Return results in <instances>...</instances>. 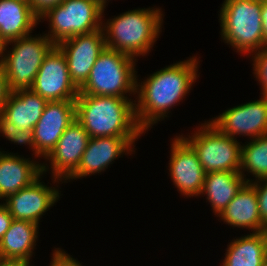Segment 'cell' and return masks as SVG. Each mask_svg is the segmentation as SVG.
Wrapping results in <instances>:
<instances>
[{
	"instance_id": "3",
	"label": "cell",
	"mask_w": 267,
	"mask_h": 266,
	"mask_svg": "<svg viewBox=\"0 0 267 266\" xmlns=\"http://www.w3.org/2000/svg\"><path fill=\"white\" fill-rule=\"evenodd\" d=\"M159 8L129 10L102 22L107 48L133 58L145 56L159 37L163 24Z\"/></svg>"
},
{
	"instance_id": "24",
	"label": "cell",
	"mask_w": 267,
	"mask_h": 266,
	"mask_svg": "<svg viewBox=\"0 0 267 266\" xmlns=\"http://www.w3.org/2000/svg\"><path fill=\"white\" fill-rule=\"evenodd\" d=\"M250 140L241 148L240 173L247 182L252 179L246 178V171L255 177L253 180L267 177V135Z\"/></svg>"
},
{
	"instance_id": "2",
	"label": "cell",
	"mask_w": 267,
	"mask_h": 266,
	"mask_svg": "<svg viewBox=\"0 0 267 266\" xmlns=\"http://www.w3.org/2000/svg\"><path fill=\"white\" fill-rule=\"evenodd\" d=\"M135 101L116 96L78 95L76 120L90 138H140L145 132L136 119Z\"/></svg>"
},
{
	"instance_id": "1",
	"label": "cell",
	"mask_w": 267,
	"mask_h": 266,
	"mask_svg": "<svg viewBox=\"0 0 267 266\" xmlns=\"http://www.w3.org/2000/svg\"><path fill=\"white\" fill-rule=\"evenodd\" d=\"M199 62L196 56H192L150 74L141 83H138L137 78L135 115L139 127L145 133L155 123L165 119L169 110L178 102L180 104L192 90V85L199 77Z\"/></svg>"
},
{
	"instance_id": "35",
	"label": "cell",
	"mask_w": 267,
	"mask_h": 266,
	"mask_svg": "<svg viewBox=\"0 0 267 266\" xmlns=\"http://www.w3.org/2000/svg\"><path fill=\"white\" fill-rule=\"evenodd\" d=\"M261 266H267V259L262 263Z\"/></svg>"
},
{
	"instance_id": "11",
	"label": "cell",
	"mask_w": 267,
	"mask_h": 266,
	"mask_svg": "<svg viewBox=\"0 0 267 266\" xmlns=\"http://www.w3.org/2000/svg\"><path fill=\"white\" fill-rule=\"evenodd\" d=\"M66 56L71 81L79 89L106 48L103 29L67 38L57 44Z\"/></svg>"
},
{
	"instance_id": "9",
	"label": "cell",
	"mask_w": 267,
	"mask_h": 266,
	"mask_svg": "<svg viewBox=\"0 0 267 266\" xmlns=\"http://www.w3.org/2000/svg\"><path fill=\"white\" fill-rule=\"evenodd\" d=\"M30 89L47 102L77 98L79 89L71 81L66 56L57 45L44 58Z\"/></svg>"
},
{
	"instance_id": "6",
	"label": "cell",
	"mask_w": 267,
	"mask_h": 266,
	"mask_svg": "<svg viewBox=\"0 0 267 266\" xmlns=\"http://www.w3.org/2000/svg\"><path fill=\"white\" fill-rule=\"evenodd\" d=\"M9 45L12 49L7 51ZM54 46L45 34L35 37L30 34L0 46V64L11 92L32 87L44 58Z\"/></svg>"
},
{
	"instance_id": "23",
	"label": "cell",
	"mask_w": 267,
	"mask_h": 266,
	"mask_svg": "<svg viewBox=\"0 0 267 266\" xmlns=\"http://www.w3.org/2000/svg\"><path fill=\"white\" fill-rule=\"evenodd\" d=\"M225 253L221 266H261L267 259V231L233 239Z\"/></svg>"
},
{
	"instance_id": "21",
	"label": "cell",
	"mask_w": 267,
	"mask_h": 266,
	"mask_svg": "<svg viewBox=\"0 0 267 266\" xmlns=\"http://www.w3.org/2000/svg\"><path fill=\"white\" fill-rule=\"evenodd\" d=\"M39 24V17L29 3L21 0H0V46L26 37Z\"/></svg>"
},
{
	"instance_id": "20",
	"label": "cell",
	"mask_w": 267,
	"mask_h": 266,
	"mask_svg": "<svg viewBox=\"0 0 267 266\" xmlns=\"http://www.w3.org/2000/svg\"><path fill=\"white\" fill-rule=\"evenodd\" d=\"M218 217L234 228H246L251 232L267 231L260 219L256 190L250 182L241 188Z\"/></svg>"
},
{
	"instance_id": "34",
	"label": "cell",
	"mask_w": 267,
	"mask_h": 266,
	"mask_svg": "<svg viewBox=\"0 0 267 266\" xmlns=\"http://www.w3.org/2000/svg\"><path fill=\"white\" fill-rule=\"evenodd\" d=\"M105 9H106V3H108V0H97Z\"/></svg>"
},
{
	"instance_id": "5",
	"label": "cell",
	"mask_w": 267,
	"mask_h": 266,
	"mask_svg": "<svg viewBox=\"0 0 267 266\" xmlns=\"http://www.w3.org/2000/svg\"><path fill=\"white\" fill-rule=\"evenodd\" d=\"M137 59L105 48L96 59L89 77L79 88L78 95L116 96L136 95ZM126 94V95H125Z\"/></svg>"
},
{
	"instance_id": "30",
	"label": "cell",
	"mask_w": 267,
	"mask_h": 266,
	"mask_svg": "<svg viewBox=\"0 0 267 266\" xmlns=\"http://www.w3.org/2000/svg\"><path fill=\"white\" fill-rule=\"evenodd\" d=\"M13 221V217L8 211L7 207L0 203V240L3 238L4 234L7 232Z\"/></svg>"
},
{
	"instance_id": "19",
	"label": "cell",
	"mask_w": 267,
	"mask_h": 266,
	"mask_svg": "<svg viewBox=\"0 0 267 266\" xmlns=\"http://www.w3.org/2000/svg\"><path fill=\"white\" fill-rule=\"evenodd\" d=\"M47 101L31 89L10 92L0 114L17 129L33 130Z\"/></svg>"
},
{
	"instance_id": "13",
	"label": "cell",
	"mask_w": 267,
	"mask_h": 266,
	"mask_svg": "<svg viewBox=\"0 0 267 266\" xmlns=\"http://www.w3.org/2000/svg\"><path fill=\"white\" fill-rule=\"evenodd\" d=\"M76 120L75 101L47 102L33 129L35 154L46 158L67 127Z\"/></svg>"
},
{
	"instance_id": "36",
	"label": "cell",
	"mask_w": 267,
	"mask_h": 266,
	"mask_svg": "<svg viewBox=\"0 0 267 266\" xmlns=\"http://www.w3.org/2000/svg\"><path fill=\"white\" fill-rule=\"evenodd\" d=\"M21 1H24V2H26V3H29V0H21Z\"/></svg>"
},
{
	"instance_id": "29",
	"label": "cell",
	"mask_w": 267,
	"mask_h": 266,
	"mask_svg": "<svg viewBox=\"0 0 267 266\" xmlns=\"http://www.w3.org/2000/svg\"><path fill=\"white\" fill-rule=\"evenodd\" d=\"M64 0H29V5L32 11L40 17L49 8L61 4Z\"/></svg>"
},
{
	"instance_id": "25",
	"label": "cell",
	"mask_w": 267,
	"mask_h": 266,
	"mask_svg": "<svg viewBox=\"0 0 267 266\" xmlns=\"http://www.w3.org/2000/svg\"><path fill=\"white\" fill-rule=\"evenodd\" d=\"M0 133L3 134L5 138L9 141L20 144V145H29L28 147L36 156L35 158L39 157L35 154V144L33 139V130H23L17 129L12 123H9L1 114H0Z\"/></svg>"
},
{
	"instance_id": "7",
	"label": "cell",
	"mask_w": 267,
	"mask_h": 266,
	"mask_svg": "<svg viewBox=\"0 0 267 266\" xmlns=\"http://www.w3.org/2000/svg\"><path fill=\"white\" fill-rule=\"evenodd\" d=\"M104 11L97 0H64L41 15L39 22L49 21L50 30L45 35L57 45L67 38L102 29Z\"/></svg>"
},
{
	"instance_id": "8",
	"label": "cell",
	"mask_w": 267,
	"mask_h": 266,
	"mask_svg": "<svg viewBox=\"0 0 267 266\" xmlns=\"http://www.w3.org/2000/svg\"><path fill=\"white\" fill-rule=\"evenodd\" d=\"M194 132L188 137H184L183 134L181 136L196 151L205 173L240 172V142L220 132L209 121L202 123Z\"/></svg>"
},
{
	"instance_id": "28",
	"label": "cell",
	"mask_w": 267,
	"mask_h": 266,
	"mask_svg": "<svg viewBox=\"0 0 267 266\" xmlns=\"http://www.w3.org/2000/svg\"><path fill=\"white\" fill-rule=\"evenodd\" d=\"M51 260L49 266H83L78 260L74 259L61 248H55Z\"/></svg>"
},
{
	"instance_id": "4",
	"label": "cell",
	"mask_w": 267,
	"mask_h": 266,
	"mask_svg": "<svg viewBox=\"0 0 267 266\" xmlns=\"http://www.w3.org/2000/svg\"><path fill=\"white\" fill-rule=\"evenodd\" d=\"M263 0H224L219 20L221 37L241 54L251 55L267 44L262 30Z\"/></svg>"
},
{
	"instance_id": "17",
	"label": "cell",
	"mask_w": 267,
	"mask_h": 266,
	"mask_svg": "<svg viewBox=\"0 0 267 266\" xmlns=\"http://www.w3.org/2000/svg\"><path fill=\"white\" fill-rule=\"evenodd\" d=\"M17 153L0 151V199L29 186L40 175L48 172L47 163H39L31 158L20 157ZM48 167V168H47ZM48 169V170H47Z\"/></svg>"
},
{
	"instance_id": "31",
	"label": "cell",
	"mask_w": 267,
	"mask_h": 266,
	"mask_svg": "<svg viewBox=\"0 0 267 266\" xmlns=\"http://www.w3.org/2000/svg\"><path fill=\"white\" fill-rule=\"evenodd\" d=\"M10 92L3 66L0 64V112L4 103L8 99Z\"/></svg>"
},
{
	"instance_id": "15",
	"label": "cell",
	"mask_w": 267,
	"mask_h": 266,
	"mask_svg": "<svg viewBox=\"0 0 267 266\" xmlns=\"http://www.w3.org/2000/svg\"><path fill=\"white\" fill-rule=\"evenodd\" d=\"M40 175L29 186L9 195L3 204L13 219L25 220L39 225V221L50 207L59 200L61 191L56 187H47ZM41 181V182H40Z\"/></svg>"
},
{
	"instance_id": "22",
	"label": "cell",
	"mask_w": 267,
	"mask_h": 266,
	"mask_svg": "<svg viewBox=\"0 0 267 266\" xmlns=\"http://www.w3.org/2000/svg\"><path fill=\"white\" fill-rule=\"evenodd\" d=\"M246 183L240 172H209L205 174L200 195H206L214 215L219 216Z\"/></svg>"
},
{
	"instance_id": "10",
	"label": "cell",
	"mask_w": 267,
	"mask_h": 266,
	"mask_svg": "<svg viewBox=\"0 0 267 266\" xmlns=\"http://www.w3.org/2000/svg\"><path fill=\"white\" fill-rule=\"evenodd\" d=\"M209 122L236 140L237 135L251 139L267 135V96L229 108Z\"/></svg>"
},
{
	"instance_id": "27",
	"label": "cell",
	"mask_w": 267,
	"mask_h": 266,
	"mask_svg": "<svg viewBox=\"0 0 267 266\" xmlns=\"http://www.w3.org/2000/svg\"><path fill=\"white\" fill-rule=\"evenodd\" d=\"M250 183L254 186L257 193L260 219L267 227V177L252 180Z\"/></svg>"
},
{
	"instance_id": "12",
	"label": "cell",
	"mask_w": 267,
	"mask_h": 266,
	"mask_svg": "<svg viewBox=\"0 0 267 266\" xmlns=\"http://www.w3.org/2000/svg\"><path fill=\"white\" fill-rule=\"evenodd\" d=\"M169 172L174 187L186 197L199 196L205 172L193 147L181 136L171 141Z\"/></svg>"
},
{
	"instance_id": "33",
	"label": "cell",
	"mask_w": 267,
	"mask_h": 266,
	"mask_svg": "<svg viewBox=\"0 0 267 266\" xmlns=\"http://www.w3.org/2000/svg\"><path fill=\"white\" fill-rule=\"evenodd\" d=\"M0 266H27L19 262L0 261Z\"/></svg>"
},
{
	"instance_id": "32",
	"label": "cell",
	"mask_w": 267,
	"mask_h": 266,
	"mask_svg": "<svg viewBox=\"0 0 267 266\" xmlns=\"http://www.w3.org/2000/svg\"><path fill=\"white\" fill-rule=\"evenodd\" d=\"M262 18V30L265 35V41L267 42V0H263V6L261 11Z\"/></svg>"
},
{
	"instance_id": "14",
	"label": "cell",
	"mask_w": 267,
	"mask_h": 266,
	"mask_svg": "<svg viewBox=\"0 0 267 266\" xmlns=\"http://www.w3.org/2000/svg\"><path fill=\"white\" fill-rule=\"evenodd\" d=\"M89 139V134L77 120L67 127L55 148L45 158L49 160L53 183L67 182L79 166Z\"/></svg>"
},
{
	"instance_id": "26",
	"label": "cell",
	"mask_w": 267,
	"mask_h": 266,
	"mask_svg": "<svg viewBox=\"0 0 267 266\" xmlns=\"http://www.w3.org/2000/svg\"><path fill=\"white\" fill-rule=\"evenodd\" d=\"M250 56L253 58V74L261 86L260 94L267 96V44Z\"/></svg>"
},
{
	"instance_id": "18",
	"label": "cell",
	"mask_w": 267,
	"mask_h": 266,
	"mask_svg": "<svg viewBox=\"0 0 267 266\" xmlns=\"http://www.w3.org/2000/svg\"><path fill=\"white\" fill-rule=\"evenodd\" d=\"M39 225L13 219L7 232L0 240V261L19 262L30 266L34 246L38 241Z\"/></svg>"
},
{
	"instance_id": "16",
	"label": "cell",
	"mask_w": 267,
	"mask_h": 266,
	"mask_svg": "<svg viewBox=\"0 0 267 266\" xmlns=\"http://www.w3.org/2000/svg\"><path fill=\"white\" fill-rule=\"evenodd\" d=\"M137 139L122 137L90 138L79 166L67 180L82 179V177L91 174L104 172L114 160L122 157L121 155L135 152L134 144Z\"/></svg>"
}]
</instances>
